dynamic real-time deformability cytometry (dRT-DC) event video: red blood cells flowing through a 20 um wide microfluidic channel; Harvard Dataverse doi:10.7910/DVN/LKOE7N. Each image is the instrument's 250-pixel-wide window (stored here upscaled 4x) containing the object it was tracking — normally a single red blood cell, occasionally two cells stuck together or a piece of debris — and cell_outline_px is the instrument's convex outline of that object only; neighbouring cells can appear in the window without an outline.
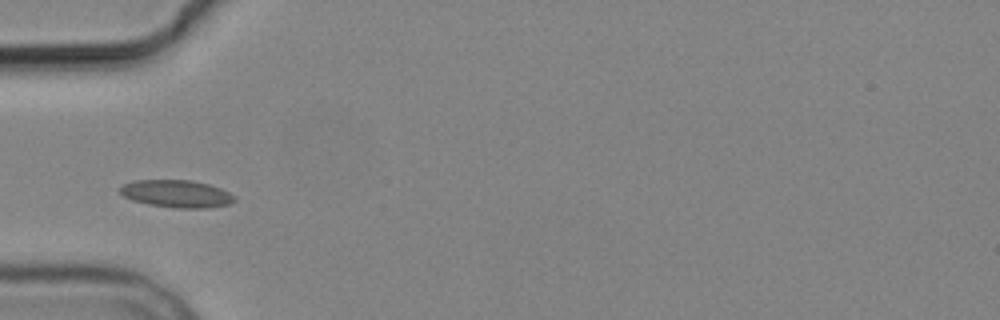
{"species": "common noctule bat (a hibernating species)", "species_latin": "Nyctalus noctula", "temperature_condition": "cold", "stored_images_in_passage": 4, "camera_frame_rate_fps": 3000, "um_per_image_px": 0.085, "animal": {"sex": "male", "body_mass_g": 19.2, "forearm_length_mm": 51.8}, "frame": {"image": 1, "passage_image": 4, "time_ms": 4.0, "image_size_px": [1000, 320], "cell_outline_px": [[236, 200], [228, 204], [208, 208], [176, 208], [148, 204], [132, 200], [124, 196], [120, 192], [120, 188], [124, 184], [136, 180], [192, 180], [208, 184], [220, 188], [236, 196]], "centroid_in_image_um": [15.03, 16.47], "position_along_channel_um": 70.0, "area_um2": 18.26}}